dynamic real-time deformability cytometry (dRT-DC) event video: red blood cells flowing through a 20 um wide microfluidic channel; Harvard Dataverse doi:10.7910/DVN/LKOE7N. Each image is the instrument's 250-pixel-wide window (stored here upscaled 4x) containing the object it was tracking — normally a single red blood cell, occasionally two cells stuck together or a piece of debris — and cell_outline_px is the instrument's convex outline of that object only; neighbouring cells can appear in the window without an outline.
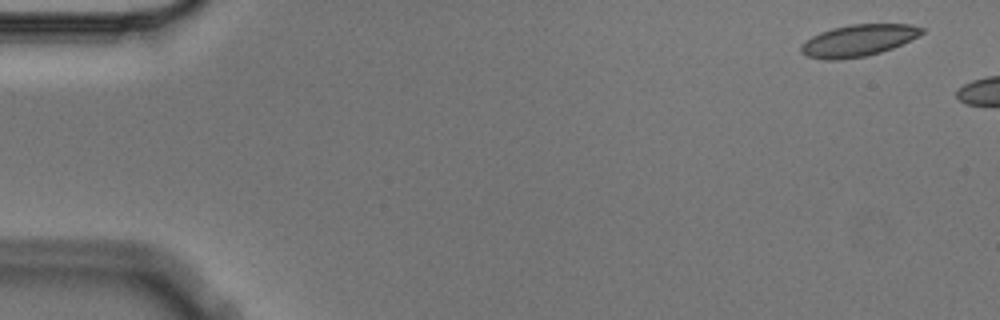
{"species": "Egyptian fruit bat (a non-hibernating species)", "species_latin": "Rousettus aegyptiacus", "temperature_condition": "cold", "stored_images_in_passage": 2, "camera_frame_rate_fps": 3000, "um_per_image_px": 0.085, "animal": {"sex": "male"}, "frame": {"image": 1, "passage_image": 1, "time_ms": 0.0, "image_size_px": [1000, 320], "cell_outline_px": [[924, 32], [892, 48], [880, 52], [864, 56], [840, 60], [824, 60], [808, 56], [800, 52], [800, 44], [812, 36], [820, 32], [832, 28], [852, 24], [912, 24], [924, 28]], "centroid_in_image_um": [72.9, 3.44], "position_along_channel_um": 12.1, "area_um2": 22.2}}